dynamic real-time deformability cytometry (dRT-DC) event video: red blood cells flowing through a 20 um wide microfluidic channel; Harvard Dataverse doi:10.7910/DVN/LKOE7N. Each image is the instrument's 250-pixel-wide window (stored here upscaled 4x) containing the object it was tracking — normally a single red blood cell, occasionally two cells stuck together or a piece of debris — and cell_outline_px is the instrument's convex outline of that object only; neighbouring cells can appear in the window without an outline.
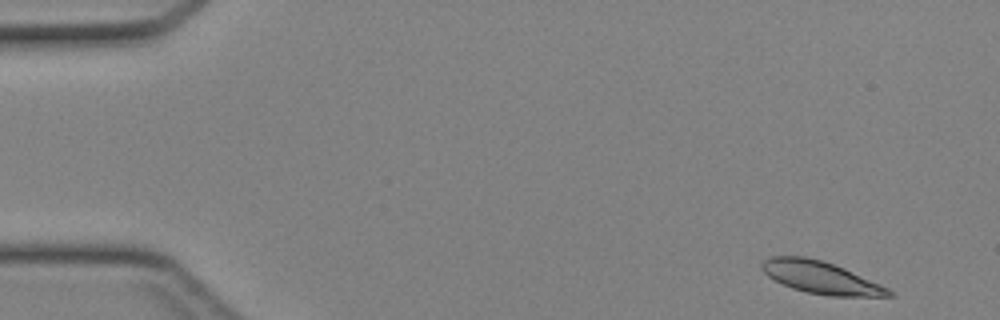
{"species": "Egyptian fruit bat (a non-hibernating species)", "species_latin": "Rousettus aegyptiacus", "temperature_condition": "cold", "stored_images_in_passage": 42, "camera_frame_rate_fps": 3000, "um_per_image_px": 0.085, "animal": {"sex": "female"}, "frame": {"image": 1, "passage_image": 1, "time_ms": 0.0, "image_size_px": [1000, 320], "cell_outline_px": [[892, 296], [828, 296], [808, 292], [792, 288], [768, 276], [760, 268], [760, 264], [764, 260], [772, 256], [804, 256], [820, 260], [844, 268], [880, 284], [888, 288], [892, 292]], "centroid_in_image_um": [69.74, 23.58], "position_along_channel_um": 15.3, "area_um2": 23.52}}
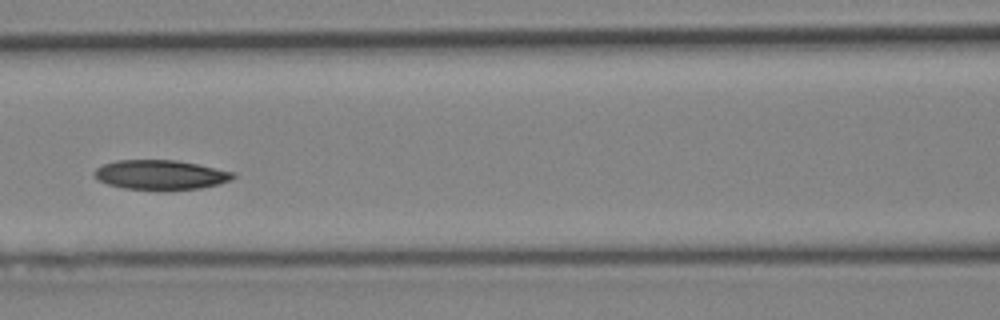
{"frame": {"image": 2, "passage_image": 18, "time_ms": 5.667, "image_size_px": [1000, 320], "cell_outline_px": [[236, 176], [232, 180], [200, 188], [164, 192], [124, 188], [108, 184], [92, 176], [92, 172], [96, 168], [104, 164], [116, 160], [176, 160], [236, 172]], "centroid_in_image_um": [13.64, 14.88], "position_along_channel_um": 153.0, "area_um2": 24.45}}
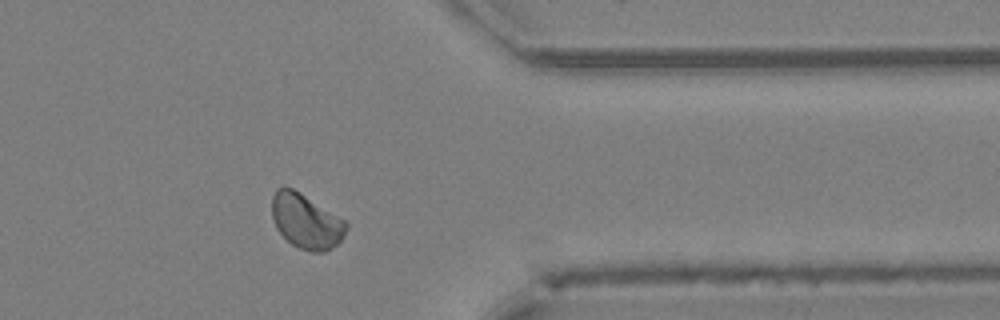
{"frame": {"image": 3, "passage_image": 34, "time_ms": 11.0, "image_size_px": [1000, 320], "cell_outline_px": [[348, 228], [344, 236], [332, 248], [324, 252], [308, 252], [292, 244], [276, 228], [272, 216], [272, 196], [276, 188], [284, 184], [300, 192], [344, 220], [348, 224]], "centroid_in_image_um": [26.0, 18.79], "position_along_channel_um": 385.4, "area_um2": 23.7}}